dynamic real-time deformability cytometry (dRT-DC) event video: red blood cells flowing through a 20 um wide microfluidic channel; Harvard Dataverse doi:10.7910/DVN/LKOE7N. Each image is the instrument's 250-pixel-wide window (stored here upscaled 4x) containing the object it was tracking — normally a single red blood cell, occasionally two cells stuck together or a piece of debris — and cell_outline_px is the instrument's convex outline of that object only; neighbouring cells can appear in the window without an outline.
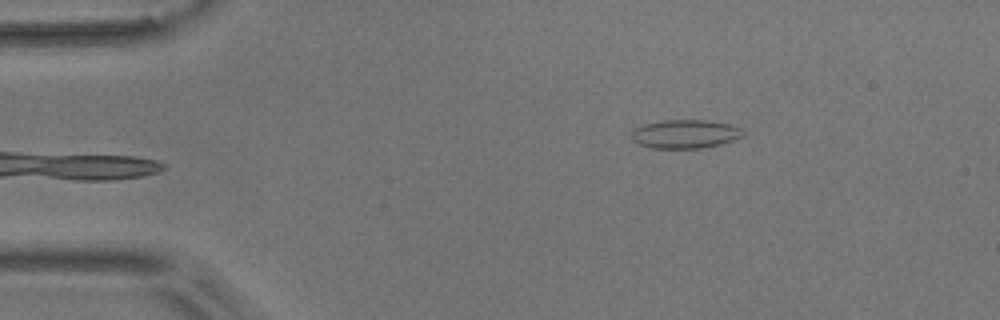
{"species": "common noctule bat (a hibernating species)", "species_latin": "Nyctalus noctula", "temperature_condition": "room temperature", "stored_images_in_passage": 3, "camera_frame_rate_fps": 3000, "um_per_image_px": 0.085, "animal": {"sex": "male", "body_mass_g": 17.9}, "frame": {"image": 1, "passage_image": 3, "time_ms": 2.333, "image_size_px": [1000, 320], "cell_outline_px": [[744, 136], [720, 144], [700, 148], [652, 148], [640, 144], [632, 140], [632, 132], [636, 128], [644, 124], [660, 120], [704, 120], [728, 124], [740, 128], [744, 132]], "centroid_in_image_um": [58.23, 11.38], "position_along_channel_um": 26.8, "area_um2": 18.44}}